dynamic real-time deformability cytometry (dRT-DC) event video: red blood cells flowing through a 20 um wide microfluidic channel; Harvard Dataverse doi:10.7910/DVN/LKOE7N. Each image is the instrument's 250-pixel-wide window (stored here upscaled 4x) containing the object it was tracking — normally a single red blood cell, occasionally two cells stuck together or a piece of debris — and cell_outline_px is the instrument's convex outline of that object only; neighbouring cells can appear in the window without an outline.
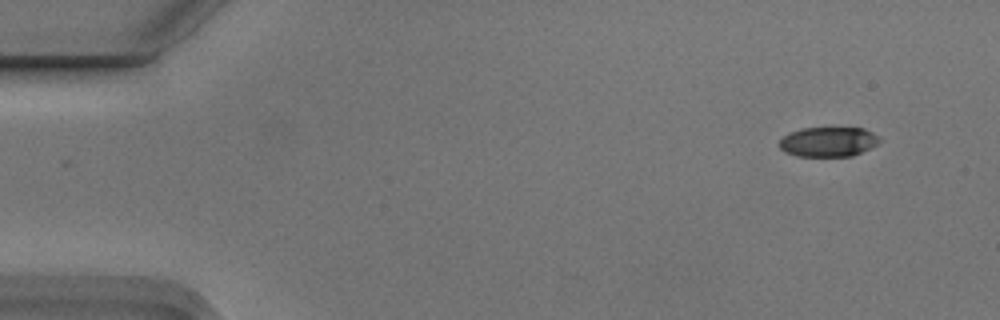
{"species": "Egyptian fruit bat (a non-hibernating species)", "species_latin": "Rousettus aegyptiacus", "temperature_condition": "cold", "stored_images_in_passage": 5, "segment_of_instrument_passage": [2, 2], "camera_frame_rate_fps": 3000, "um_per_image_px": 0.085, "animal": {"sex": "male"}, "frame": {"image": 1, "passage_image": 5, "time_ms": 1.333, "image_size_px": [1000, 320], "cell_outline_px": [[880, 140], [876, 144], [852, 156], [796, 156], [784, 152], [780, 148], [780, 140], [788, 132], [800, 128], [864, 128], [872, 132]], "centroid_in_image_um": [70.35, 12.05], "position_along_channel_um": 14.7, "area_um2": 17.22}}